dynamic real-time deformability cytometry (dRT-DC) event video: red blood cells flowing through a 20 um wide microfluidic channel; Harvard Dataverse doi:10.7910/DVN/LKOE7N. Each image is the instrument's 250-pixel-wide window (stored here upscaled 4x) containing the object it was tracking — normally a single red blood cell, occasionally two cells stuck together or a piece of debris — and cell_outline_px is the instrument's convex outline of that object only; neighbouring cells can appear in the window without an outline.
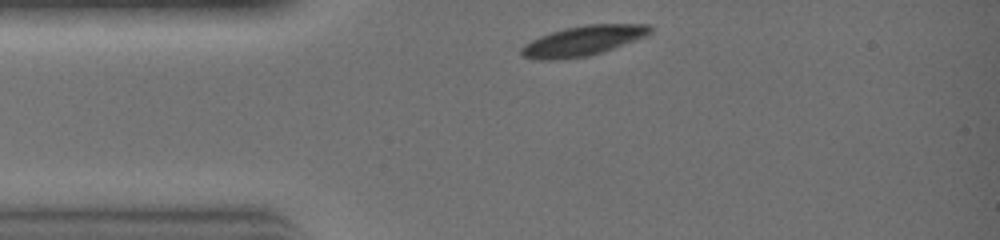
{"species": "common noctule bat (a hibernating species)", "species_latin": "Nyctalus noctula", "temperature_condition": "warm", "stored_images_in_passage": 21, "camera_frame_rate_fps": 3000, "um_per_image_px": 0.085, "animal": {"sex": "female", "body_mass_g": 19.0, "forearm_length_mm": 51.5}, "frame": {"image": 1, "passage_image": 1, "time_ms": 0.0, "image_size_px": [1000, 240], "cell_outline_px": [[652, 32], [644, 36], [612, 48], [588, 56], [556, 60], [540, 60], [524, 56], [520, 52], [520, 48], [524, 44], [540, 36], [564, 28], [588, 24], [648, 24], [652, 28]], "centroid_in_image_um": [49.52, 3.46], "position_along_channel_um": 35.5, "area_um2": 22.14}}
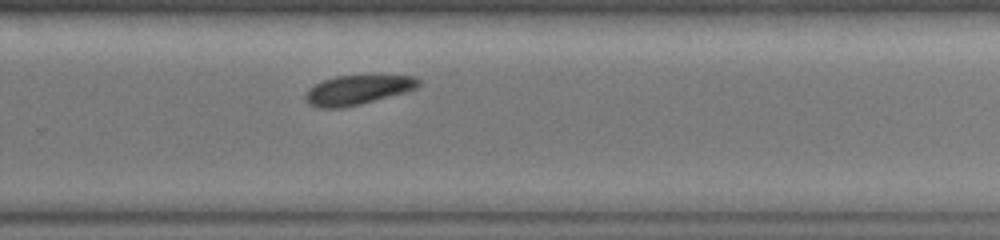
{"frame": {"image": 2, "passage_image": 15, "time_ms": 4.667, "image_size_px": [1000, 240], "cell_outline_px": [[420, 84], [416, 88], [404, 92], [360, 104], [344, 108], [320, 108], [308, 104], [304, 100], [304, 96], [308, 88], [324, 80], [336, 76], [364, 72], [376, 72], [416, 76], [420, 80]], "centroid_in_image_um": [30.44, 7.57], "position_along_channel_um": 299.4, "area_um2": 20.58}}
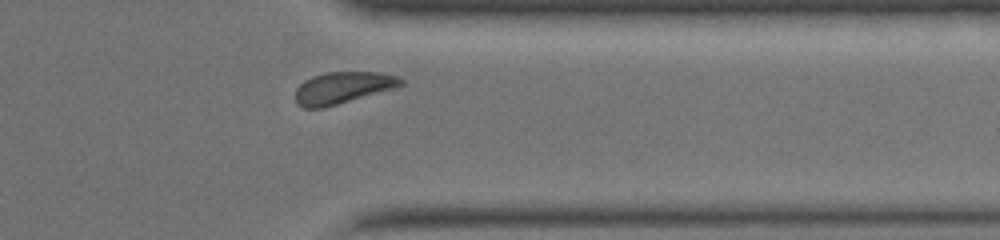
{"frame": {"image": 3, "passage_image": 19, "time_ms": 6.0, "image_size_px": [1000, 240], "cell_outline_px": [[404, 84], [400, 88], [324, 108], [304, 108], [296, 100], [296, 88], [304, 80], [312, 76], [324, 72], [380, 72], [396, 76], [404, 80]], "centroid_in_image_um": [29.2, 7.46], "position_along_channel_um": 382.2, "area_um2": 19.94}}